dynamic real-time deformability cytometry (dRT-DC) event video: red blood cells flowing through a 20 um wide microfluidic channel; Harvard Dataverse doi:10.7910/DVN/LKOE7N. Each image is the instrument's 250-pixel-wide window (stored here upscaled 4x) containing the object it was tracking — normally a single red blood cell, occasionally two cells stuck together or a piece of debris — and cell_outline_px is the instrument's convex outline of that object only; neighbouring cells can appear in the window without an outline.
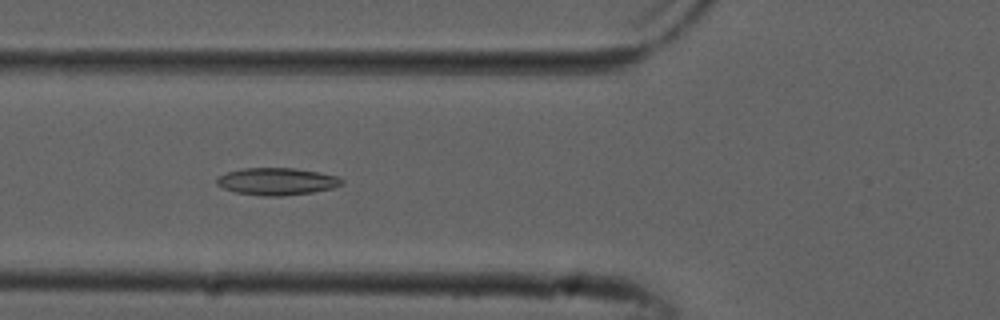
{"species": "common noctule bat (a hibernating species)", "species_latin": "Nyctalus noctula", "temperature_condition": "cold", "stored_images_in_passage": 52, "camera_frame_rate_fps": 3000, "um_per_image_px": 0.085, "animal": {"sex": "male", "forearm_length_mm": 52.5}, "frame": {"image": 1, "passage_image": 19, "time_ms": 6.0, "image_size_px": [1000, 320], "cell_outline_px": [[344, 184], [332, 188], [312, 192], [280, 196], [264, 196], [236, 192], [224, 188], [216, 184], [216, 176], [228, 172], [244, 168], [296, 168], [320, 172], [336, 176], [344, 180]], "centroid_in_image_um": [23.54, 15.41], "position_along_channel_um": 102.3, "area_um2": 19.83}}
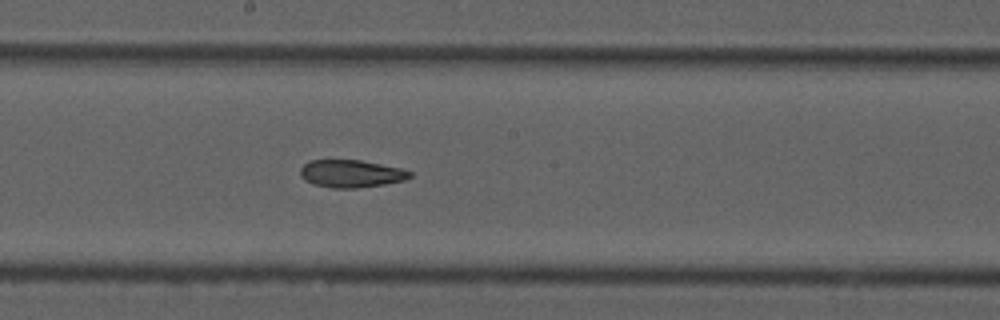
{"frame": {"image": 2, "passage_image": 28, "time_ms": 9.0, "image_size_px": [1000, 320], "cell_outline_px": [[412, 176], [404, 180], [384, 184], [356, 188], [332, 188], [312, 184], [304, 180], [300, 176], [300, 168], [304, 164], [312, 160], [360, 160], [400, 168], [412, 172]], "centroid_in_image_um": [29.81, 14.76], "position_along_channel_um": 218.4, "area_um2": 17.57}}
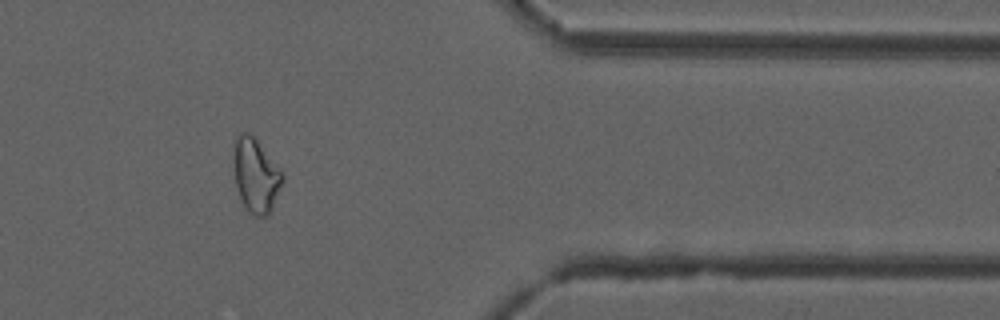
{"frame": {"image": 3, "passage_image": 43, "time_ms": 14.0, "image_size_px": [1000, 320], "cell_outline_px": [[284, 180], [272, 208], [268, 216], [256, 216], [248, 212], [236, 188], [232, 160], [232, 156], [236, 132], [248, 132], [256, 140], [280, 168], [284, 176]], "centroid_in_image_um": [21.72, 14.88], "position_along_channel_um": 389.7, "area_um2": 21.27}, "authors_computed_cell_mechanics": {"area_um2": 20.2589, "velocity_mm_per_s": 3.8573, "shape_relaxation_time_tau1_ms": null, "shape_relaxation_time_tau2_ms": 4.1488, "deformation_change_tau1": null, "deformation_change_tau2": 0.1184}}